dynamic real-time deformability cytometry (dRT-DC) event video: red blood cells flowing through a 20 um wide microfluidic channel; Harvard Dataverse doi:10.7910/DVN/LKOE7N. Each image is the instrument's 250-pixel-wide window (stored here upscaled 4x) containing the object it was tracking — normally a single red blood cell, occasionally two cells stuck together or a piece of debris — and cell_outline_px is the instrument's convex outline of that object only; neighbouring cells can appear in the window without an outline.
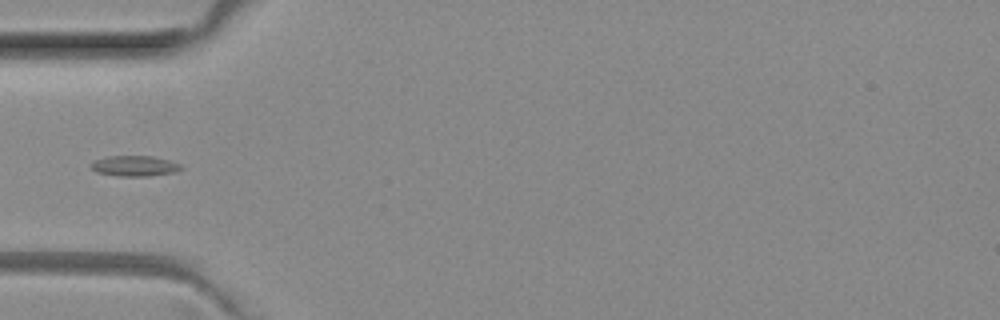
{"species": "common noctule bat (a hibernating species)", "species_latin": "Nyctalus noctula", "temperature_condition": "room temperature", "stored_images_in_passage": 3, "camera_frame_rate_fps": 3000, "um_per_image_px": 0.085, "animal": {"sex": "female", "body_mass_g": 29.2, "forearm_length_mm": 56.3}, "frame": {"image": 1, "passage_image": 3, "time_ms": 0.667, "image_size_px": [1000, 320], "cell_outline_px": [[184, 168], [176, 172], [148, 176], [116, 176], [96, 172], [92, 168], [92, 160], [108, 156], [152, 156], [172, 160], [184, 164]], "centroid_in_image_um": [11.51, 14.1], "position_along_channel_um": 73.5, "area_um2": 11.04}}